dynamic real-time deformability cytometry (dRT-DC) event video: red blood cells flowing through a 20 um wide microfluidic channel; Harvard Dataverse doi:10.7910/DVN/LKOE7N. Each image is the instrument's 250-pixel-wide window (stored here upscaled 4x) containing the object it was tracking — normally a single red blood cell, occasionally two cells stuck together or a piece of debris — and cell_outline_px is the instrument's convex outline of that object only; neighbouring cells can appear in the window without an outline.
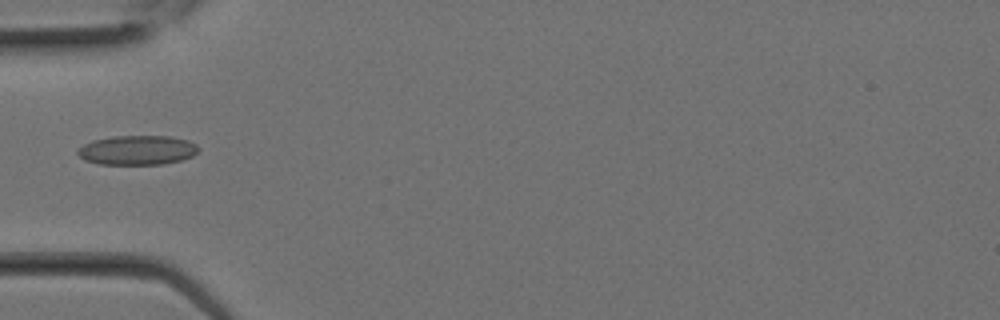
{"species": "Egyptian fruit bat (a non-hibernating species)", "species_latin": "Rousettus aegyptiacus", "temperature_condition": "room temperature", "stored_images_in_passage": 9, "camera_frame_rate_fps": 3000, "um_per_image_px": 0.085, "animal": {"sex": "female"}, "frame": {"image": 1, "passage_image": 8, "time_ms": 2.333, "image_size_px": [1000, 320], "cell_outline_px": [[200, 148], [192, 156], [180, 160], [164, 164], [100, 164], [84, 160], [76, 152], [84, 144], [92, 140], [112, 136], [168, 136], [188, 140], [196, 144]], "centroid_in_image_um": [11.67, 12.76], "position_along_channel_um": 73.3, "area_um2": 20.69}}